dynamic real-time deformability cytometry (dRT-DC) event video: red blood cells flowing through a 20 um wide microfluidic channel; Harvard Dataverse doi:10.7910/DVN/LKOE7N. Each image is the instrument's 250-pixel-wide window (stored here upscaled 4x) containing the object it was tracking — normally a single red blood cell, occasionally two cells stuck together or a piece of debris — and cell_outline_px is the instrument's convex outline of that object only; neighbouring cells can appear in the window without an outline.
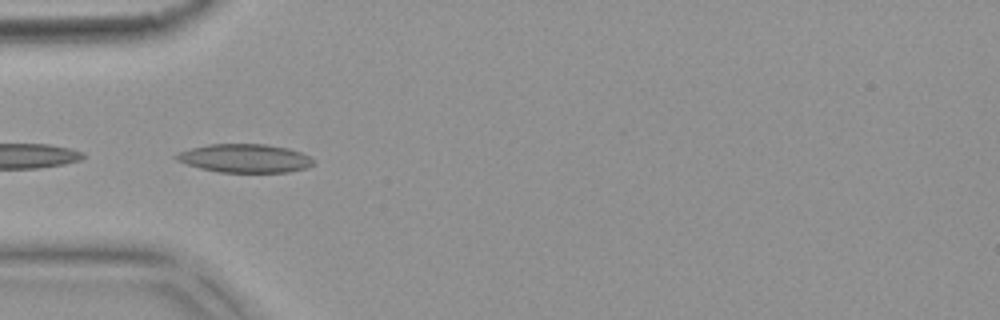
{"species": "common noctule bat (a hibernating species)", "species_latin": "Nyctalus noctula", "temperature_condition": "warm", "stored_images_in_passage": 8, "camera_frame_rate_fps": 3000, "um_per_image_px": 0.085, "animal": {"sex": "female", "body_mass_g": 18.4}, "frame": {"image": 1, "passage_image": 4, "time_ms": 1.0, "image_size_px": [1000, 320], "cell_outline_px": [[312, 164], [308, 168], [288, 172], [220, 172], [200, 168], [176, 160], [172, 156], [180, 152], [192, 148], [208, 144], [268, 144], [288, 148], [300, 152], [308, 156], [312, 160]], "centroid_in_image_um": [20.8, 13.45], "position_along_channel_um": 64.2, "area_um2": 22.66}}
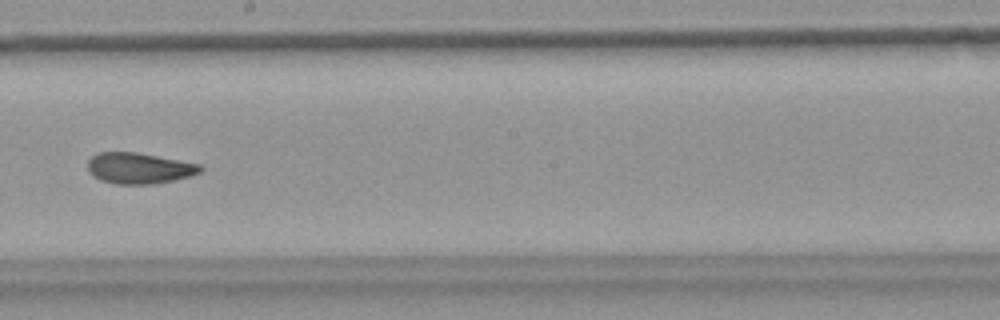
{"frame": {"image": 2, "passage_image": 8, "time_ms": 2.333, "image_size_px": [1000, 320], "cell_outline_px": [[204, 172], [192, 176], [156, 184], [116, 184], [100, 180], [92, 176], [88, 172], [88, 160], [92, 156], [100, 152], [136, 152], [200, 164], [204, 168]], "centroid_in_image_um": [11.85, 14.31], "position_along_channel_um": 236.3, "area_um2": 20.58}}